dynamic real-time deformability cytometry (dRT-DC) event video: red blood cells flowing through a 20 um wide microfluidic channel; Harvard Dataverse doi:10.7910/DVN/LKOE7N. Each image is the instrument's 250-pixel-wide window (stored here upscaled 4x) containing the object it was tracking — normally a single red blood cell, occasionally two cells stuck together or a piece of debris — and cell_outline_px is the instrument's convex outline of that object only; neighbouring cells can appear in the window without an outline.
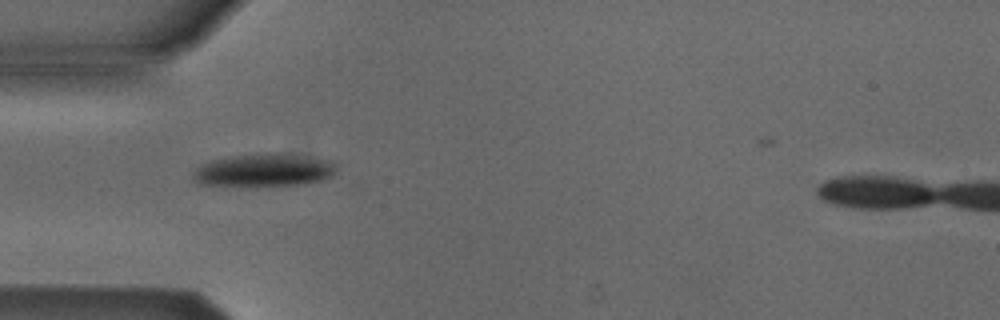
{"species": "Egyptian fruit bat (a non-hibernating species)", "species_latin": "Rousettus aegyptiacus", "temperature_condition": "cold", "stored_images_in_passage": 36, "camera_frame_rate_fps": 3000, "um_per_image_px": 0.085, "animal": {"sex": "male"}, "frame": {"image": 1, "passage_image": 1, "time_ms": 0.0, "image_size_px": [1000, 320], "cell_outline_px": [[336, 168], [332, 176], [320, 180], [300, 184], [200, 184], [192, 180], [192, 172], [200, 164], [212, 160], [232, 156], [268, 152], [280, 152], [336, 160]], "centroid_in_image_um": [22.48, 14.41], "position_along_channel_um": 62.5, "area_um2": 27.22}}
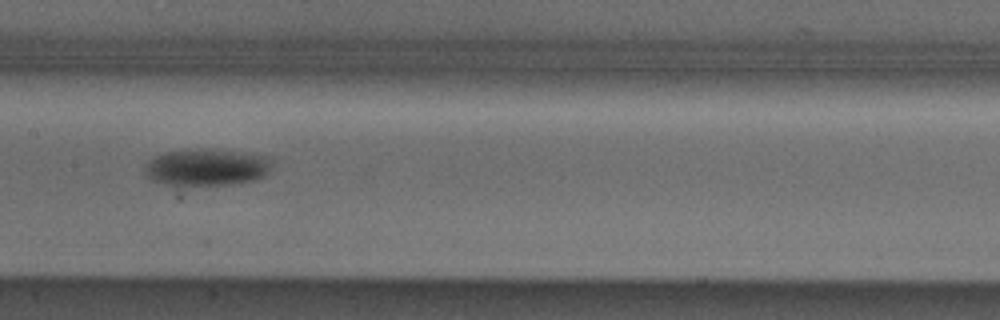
{"frame": {"image": 2, "passage_image": 11, "time_ms": 3.333, "image_size_px": [1000, 320], "cell_outline_px": [[272, 168], [268, 176], [256, 180], [232, 184], [180, 188], [172, 188], [148, 180], [144, 172], [144, 164], [152, 156], [164, 152], [236, 152], [272, 156]], "centroid_in_image_um": [17.52, 14.33], "position_along_channel_um": 189.9, "area_um2": 27.98}}
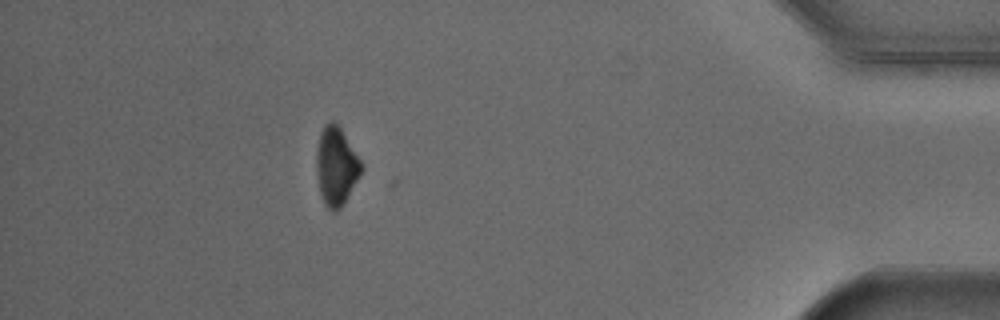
{"frame": {"image": 3, "passage_image": 32, "time_ms": 10.333, "image_size_px": [1000, 320], "cell_outline_px": [[364, 168], [360, 176], [340, 208], [336, 212], [328, 208], [324, 204], [320, 192], [316, 172], [316, 152], [320, 132], [324, 124], [332, 120], [340, 128], [364, 164]], "centroid_in_image_um": [28.58, 14.11], "position_along_channel_um": 406.6, "area_um2": 20.52}, "authors_computed_cell_mechanics": {"area_um2": 25.6054, "velocity_mm_per_s": 3.873, "shape_relaxation_time_tau1_ms": 2.1186, "shape_relaxation_time_tau2_ms": null, "deformation_change_tau1": 0.0869, "deformation_change_tau2": null}}